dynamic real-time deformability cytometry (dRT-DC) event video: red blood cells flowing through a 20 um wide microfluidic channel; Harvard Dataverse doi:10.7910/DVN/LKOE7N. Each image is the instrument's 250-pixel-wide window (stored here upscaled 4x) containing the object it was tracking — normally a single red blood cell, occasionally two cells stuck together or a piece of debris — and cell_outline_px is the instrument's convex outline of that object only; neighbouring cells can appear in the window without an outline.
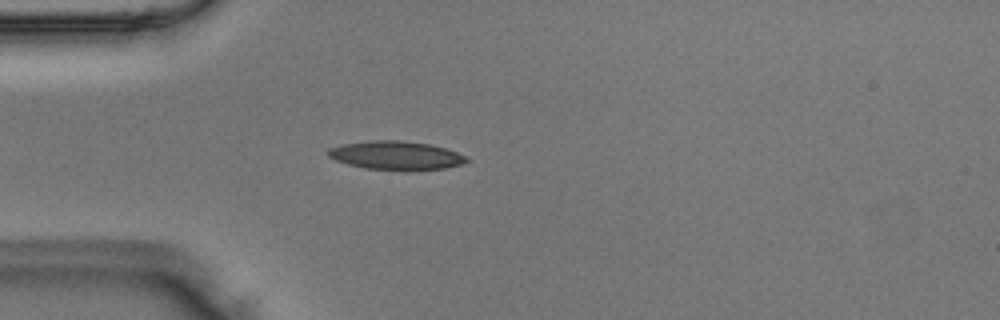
{"species": "Egyptian fruit bat (a non-hibernating species)", "species_latin": "Rousettus aegyptiacus", "temperature_condition": "room temperature", "stored_images_in_passage": 44, "camera_frame_rate_fps": 3000, "um_per_image_px": 0.085, "animal": {"sex": "male"}, "frame": {"image": 1, "passage_image": 7, "time_ms": 2.0, "image_size_px": [1000, 320], "cell_outline_px": [[468, 160], [460, 164], [444, 168], [364, 168], [348, 164], [336, 160], [328, 156], [324, 152], [328, 148], [344, 144], [372, 140], [400, 140], [428, 144], [444, 148], [456, 152], [464, 156]], "centroid_in_image_um": [33.56, 13.17], "position_along_channel_um": 51.4, "area_um2": 22.14}}
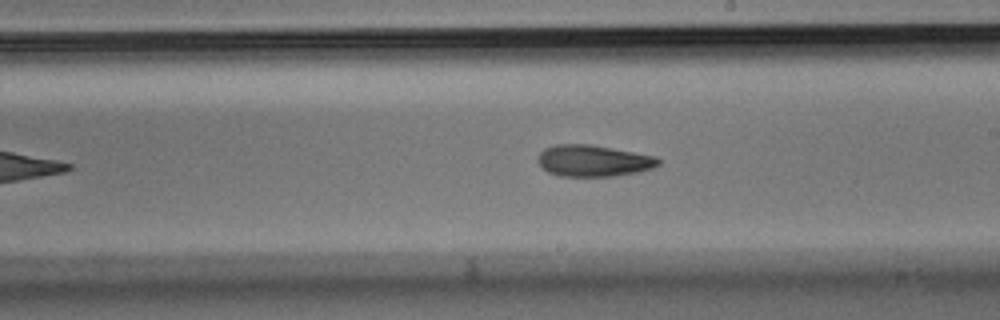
{"frame": {"image": 2, "passage_image": 22, "time_ms": 7.0, "image_size_px": [1000, 320], "cell_outline_px": [[660, 164], [652, 168], [640, 172], [616, 176], [560, 176], [548, 172], [536, 160], [540, 152], [544, 148], [556, 144], [588, 144], [612, 148], [656, 156], [660, 160]], "centroid_in_image_um": [50.44, 13.66], "position_along_channel_um": 238.6, "area_um2": 22.2}}
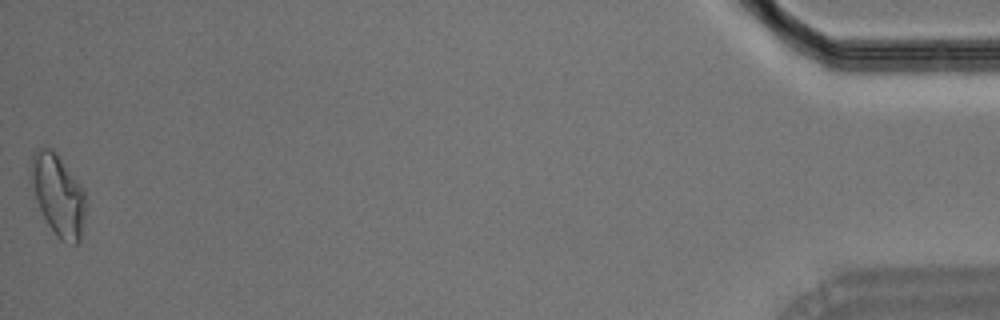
{"frame": {"image": 3, "passage_image": 44, "time_ms": 14.333, "image_size_px": [1000, 320], "cell_outline_px": [[88, 204], [80, 240], [76, 244], [72, 244], [60, 240], [56, 236], [48, 224], [36, 200], [28, 176], [32, 156], [36, 148], [52, 148], [56, 152], [84, 188]], "centroid_in_image_um": [4.96, 16.56], "position_along_channel_um": 430.2, "area_um2": 26.59}}